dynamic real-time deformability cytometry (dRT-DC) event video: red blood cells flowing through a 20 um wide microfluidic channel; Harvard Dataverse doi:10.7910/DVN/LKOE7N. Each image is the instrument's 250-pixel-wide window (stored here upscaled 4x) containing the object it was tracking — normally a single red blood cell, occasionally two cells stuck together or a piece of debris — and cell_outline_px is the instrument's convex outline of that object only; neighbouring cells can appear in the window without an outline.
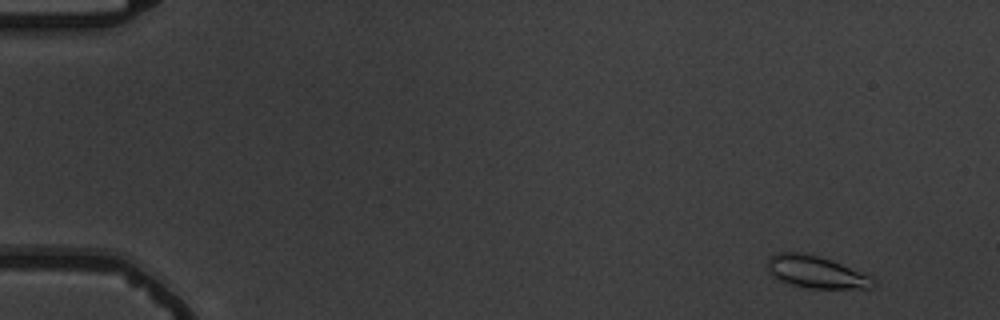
{"species": "common noctule bat (a hibernating species)", "species_latin": "Nyctalus noctula", "temperature_condition": "warm", "stored_images_in_passage": 56, "camera_frame_rate_fps": 3000, "um_per_image_px": 0.085, "animal": {"sex": "male", "body_mass_g": 19.5, "forearm_length_mm": 54.6}, "frame": {"image": 1, "passage_image": 4, "time_ms": 1.0, "image_size_px": [1000, 320], "cell_outline_px": [[876, 284], [872, 288], [808, 288], [792, 284], [780, 280], [768, 272], [768, 260], [776, 252], [800, 252], [820, 256], [832, 260], [872, 276], [876, 280]], "centroid_in_image_um": [69.4, 23.11], "position_along_channel_um": 15.6, "area_um2": 19.83}}
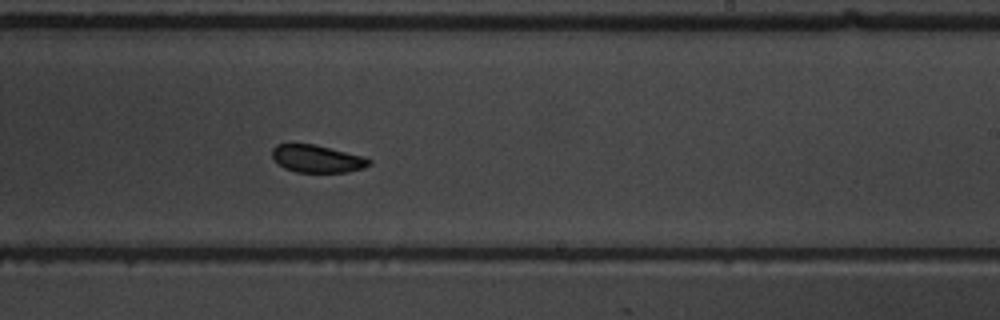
{"frame": {"image": 2, "passage_image": 35, "time_ms": 11.333, "image_size_px": [1000, 320], "cell_outline_px": [[372, 164], [364, 168], [348, 172], [296, 172], [284, 168], [272, 156], [272, 148], [276, 144], [312, 144], [364, 156], [372, 160]], "centroid_in_image_um": [26.99, 13.5], "position_along_channel_um": 262.0, "area_um2": 15.49}}
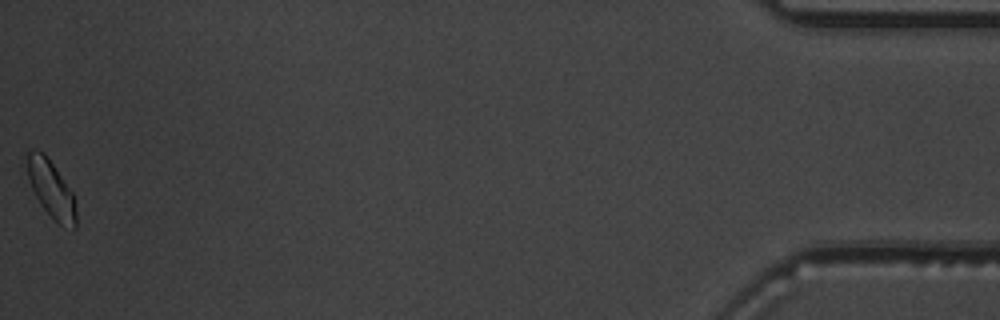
{"frame": {"image": 3, "passage_image": 56, "time_ms": 18.333, "image_size_px": [1000, 320], "cell_outline_px": [[76, 228], [72, 228], [56, 224], [40, 204], [28, 180], [24, 152], [32, 148], [36, 148], [44, 152], [72, 192], [76, 212]], "centroid_in_image_um": [4.29, 16.03], "position_along_channel_um": 430.9, "area_um2": 16.65}, "authors_computed_cell_mechanics": {"area_um2": 16.762, "velocity_mm_per_s": 3.6748, "shape_relaxation_time_tau1_ms": null, "shape_relaxation_time_tau2_ms": 1.2143, "deformation_change_tau1": null, "deformation_change_tau2": 0.0573}}